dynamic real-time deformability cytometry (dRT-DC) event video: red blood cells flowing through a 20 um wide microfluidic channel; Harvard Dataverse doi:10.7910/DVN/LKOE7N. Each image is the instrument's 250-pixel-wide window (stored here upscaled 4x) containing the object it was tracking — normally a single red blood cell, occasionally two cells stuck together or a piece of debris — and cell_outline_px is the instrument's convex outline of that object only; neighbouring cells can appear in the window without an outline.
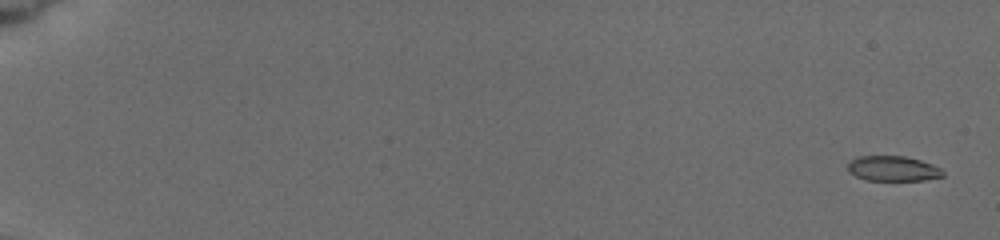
{"species": "common noctule bat (a hibernating species)", "species_latin": "Nyctalus noctula", "temperature_condition": "cold", "stored_images_in_passage": 74, "camera_frame_rate_fps": 3000, "um_per_image_px": 0.085, "animal": {"sex": "female", "body_mass_g": 19.5, "forearm_length_mm": 54.1}, "frame": {"image": 1, "passage_image": 2, "time_ms": 0.333, "image_size_px": [1000, 240], "cell_outline_px": [[944, 176], [924, 180], [864, 180], [848, 172], [848, 164], [856, 156], [904, 156], [920, 160], [932, 164], [940, 168], [944, 172]], "centroid_in_image_um": [75.89, 14.33], "position_along_channel_um": 9.1, "area_um2": 13.93}}
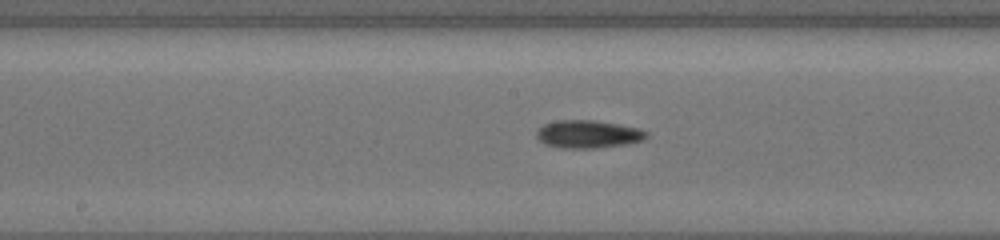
{"frame": {"image": 2, "passage_image": 43, "time_ms": 10.333, "image_size_px": [1000, 240], "cell_outline_px": [[648, 136], [644, 140], [628, 144], [596, 148], [560, 148], [544, 144], [536, 136], [536, 132], [544, 124], [560, 120], [592, 120], [640, 128], [648, 132]], "centroid_in_image_um": [50.01, 11.41], "position_along_channel_um": 198.2, "area_um2": 17.86}}
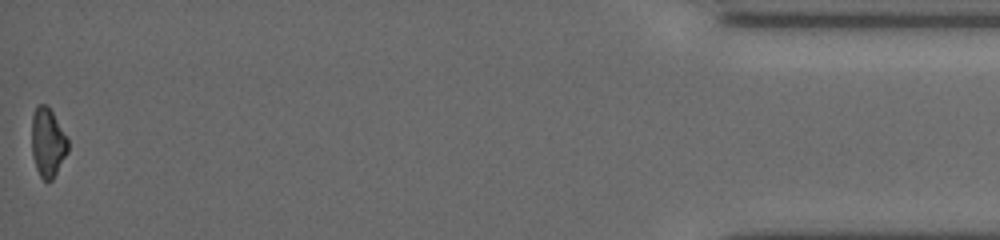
{"frame": {"image": 3, "passage_image": 73, "time_ms": 18.333, "image_size_px": [1000, 240], "cell_outline_px": [[68, 152], [52, 180], [44, 180], [40, 176], [36, 168], [32, 156], [32, 116], [36, 108], [40, 104], [48, 104], [68, 136]], "centroid_in_image_um": [4.07, 12.08], "position_along_channel_um": 431.1, "area_um2": 14.74}, "authors_computed_cell_mechanics": {"area_um2": 15.3748, "velocity_mm_per_s": 3.8911, "shape_relaxation_time_tau1_ms": 3.9671, "shape_relaxation_time_tau2_ms": null, "deformation_change_tau1": 0.1029, "deformation_change_tau2": null}}